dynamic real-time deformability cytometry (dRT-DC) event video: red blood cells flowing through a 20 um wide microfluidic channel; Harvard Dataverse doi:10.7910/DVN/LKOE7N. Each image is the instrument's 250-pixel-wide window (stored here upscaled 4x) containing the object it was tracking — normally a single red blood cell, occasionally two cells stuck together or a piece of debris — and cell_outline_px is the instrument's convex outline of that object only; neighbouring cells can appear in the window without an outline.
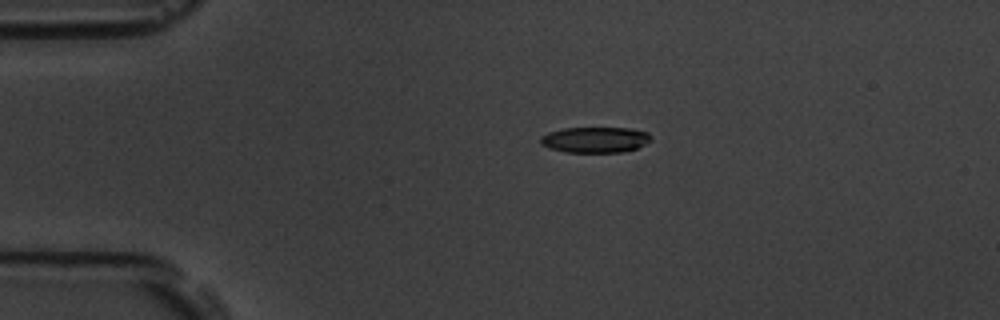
{"species": "common noctule bat (a hibernating species)", "species_latin": "Nyctalus noctula", "temperature_condition": "room temperature", "stored_images_in_passage": 3, "camera_frame_rate_fps": 3000, "um_per_image_px": 0.085, "animal": {"sex": "male", "body_mass_g": 19.5, "forearm_length_mm": 54.6}, "frame": {"image": 1, "passage_image": 1, "time_ms": 0.0, "image_size_px": [1000, 320], "cell_outline_px": [[652, 140], [636, 148], [624, 152], [564, 152], [540, 144], [540, 136], [548, 132], [564, 128], [628, 128], [648, 132], [652, 136]], "centroid_in_image_um": [50.59, 11.87], "position_along_channel_um": 34.4, "area_um2": 16.59}}
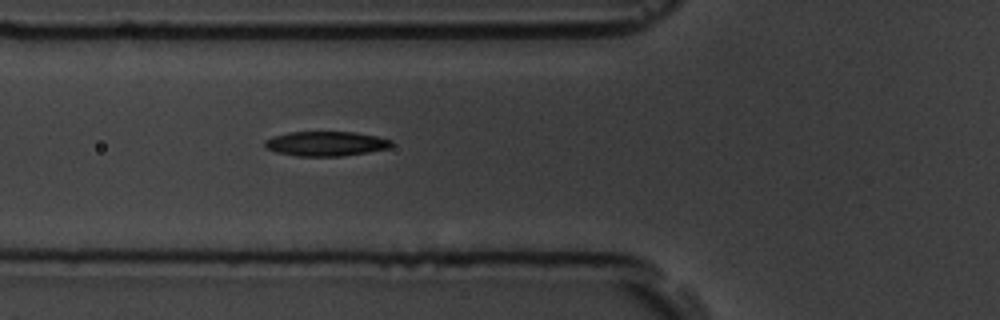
{"frame": {"image": 2, "passage_image": 3, "time_ms": 3.0, "image_size_px": [1000, 320], "cell_outline_px": [[392, 144], [388, 148], [368, 152], [344, 156], [296, 156], [276, 152], [268, 148], [264, 144], [264, 140], [272, 136], [288, 132], [352, 132], [376, 136], [392, 140]], "centroid_in_image_um": [27.68, 12.21], "position_along_channel_um": 98.1, "area_um2": 18.15}}